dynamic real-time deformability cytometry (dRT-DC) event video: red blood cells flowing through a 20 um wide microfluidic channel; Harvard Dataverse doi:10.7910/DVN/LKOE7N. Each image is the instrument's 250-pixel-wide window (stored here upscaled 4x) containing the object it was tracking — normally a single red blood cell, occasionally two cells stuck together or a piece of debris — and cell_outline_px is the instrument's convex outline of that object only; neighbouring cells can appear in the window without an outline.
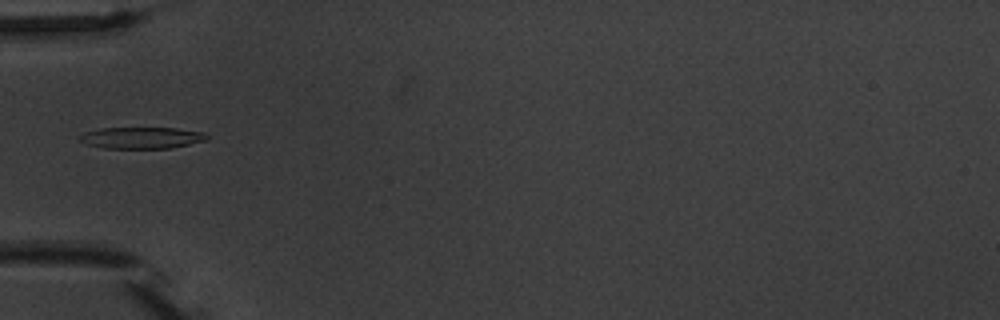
{"species": "common noctule bat (a hibernating species)", "species_latin": "Nyctalus noctula", "temperature_condition": "warm", "stored_images_in_passage": 7, "camera_frame_rate_fps": 3000, "um_per_image_px": 0.085, "animal": {"sex": "male", "body_mass_g": 20.1, "forearm_length_mm": 53.5}, "frame": {"image": 1, "passage_image": 5, "time_ms": 9.0, "image_size_px": [1000, 320], "cell_outline_px": [[208, 136], [204, 140], [188, 144], [168, 148], [104, 148], [88, 144], [80, 140], [76, 136], [84, 132], [100, 128], [176, 128], [204, 132]], "centroid_in_image_um": [11.98, 11.7], "position_along_channel_um": 73.0, "area_um2": 15.78}}
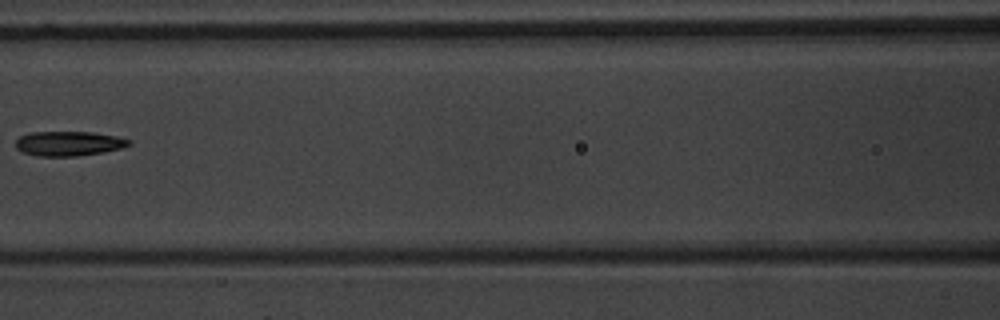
{"frame": {"image": 2, "passage_image": 7, "time_ms": 11.333, "image_size_px": [1000, 320], "cell_outline_px": [[132, 144], [120, 148], [104, 152], [76, 156], [40, 156], [20, 152], [16, 148], [16, 140], [20, 136], [32, 132], [92, 132], [116, 136], [132, 140]], "centroid_in_image_um": [5.84, 12.2], "position_along_channel_um": 160.8, "area_um2": 16.3}}